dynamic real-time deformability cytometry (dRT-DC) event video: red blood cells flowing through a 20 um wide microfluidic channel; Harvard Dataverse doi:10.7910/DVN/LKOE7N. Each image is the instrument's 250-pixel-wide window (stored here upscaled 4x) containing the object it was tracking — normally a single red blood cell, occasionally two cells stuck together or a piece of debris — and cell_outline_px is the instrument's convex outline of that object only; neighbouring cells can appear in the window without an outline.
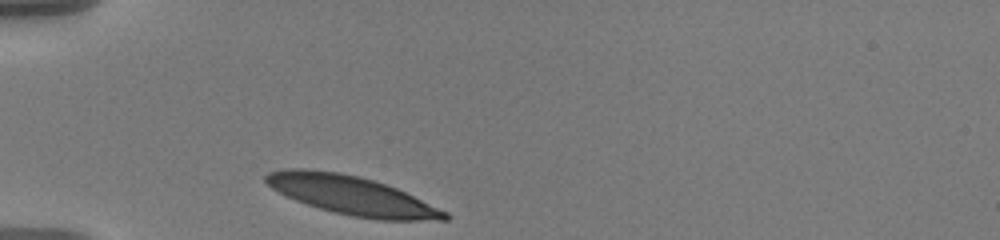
{"species": "human", "species_latin": "Homo sapiens", "temperature_condition": "warm", "stored_images_in_passage": 33, "camera_frame_rate_fps": 3000, "um_per_image_px": 0.085, "donor": {"sex": "male"}, "frame": {"image": 1, "passage_image": 1, "time_ms": 0.0, "image_size_px": [1000, 240], "cell_outline_px": [[452, 216], [448, 220], [380, 220], [352, 216], [320, 208], [296, 200], [272, 188], [264, 180], [264, 176], [268, 172], [288, 168], [304, 168], [340, 172], [360, 176], [396, 188], [448, 212]], "centroid_in_image_um": [29.91, 16.6], "position_along_channel_um": 55.1, "area_um2": 40.11}}
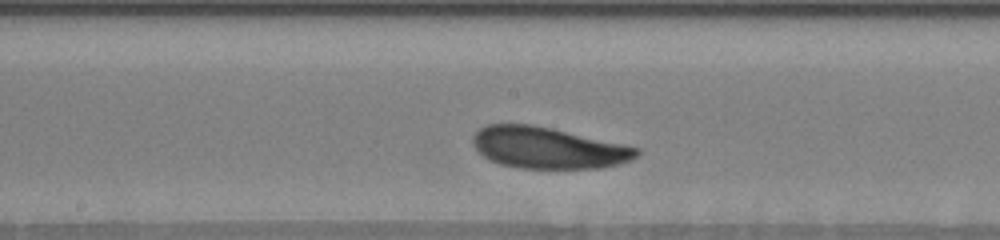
{"frame": {"image": 2, "passage_image": 15, "time_ms": 4.667, "image_size_px": [1000, 240], "cell_outline_px": [[640, 152], [632, 160], [620, 164], [600, 168], [520, 168], [500, 164], [484, 156], [472, 144], [472, 136], [480, 128], [488, 124], [532, 124], [552, 128], [624, 144], [640, 148]], "centroid_in_image_um": [46.6, 12.56], "position_along_channel_um": 201.6, "area_um2": 39.48}}
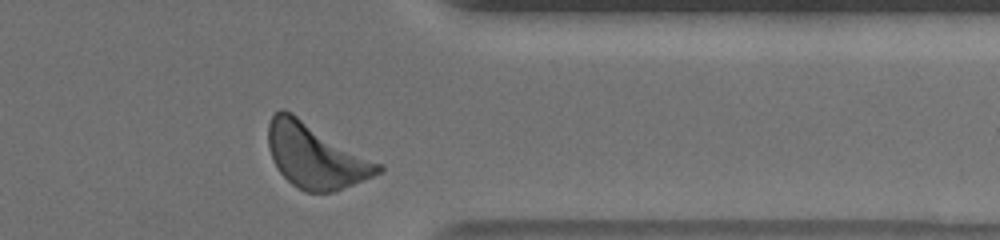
{"frame": {"image": 3, "passage_image": 31, "time_ms": 10.0, "image_size_px": [1000, 240], "cell_outline_px": [[384, 168], [380, 172], [372, 176], [332, 192], [304, 192], [292, 184], [280, 172], [272, 160], [268, 148], [268, 124], [272, 116], [280, 108], [284, 108], [292, 112], [384, 164]], "centroid_in_image_um": [26.82, 13.21], "position_along_channel_um": 384.6, "area_um2": 41.62}, "authors_computed_cell_mechanics": {"area_um2": 39.304, "velocity_mm_per_s": 3.5021, "shape_relaxation_time_tau1_ms": 2.1057, "shape_relaxation_time_tau2_ms": 6.1007, "deformation_change_tau1": 0.1002, "deformation_change_tau2": 0.1404}}